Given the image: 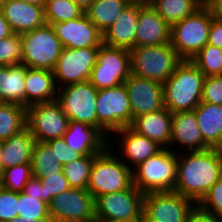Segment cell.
<instances>
[{
    "instance_id": "6da1fadb",
    "label": "cell",
    "mask_w": 222,
    "mask_h": 222,
    "mask_svg": "<svg viewBox=\"0 0 222 222\" xmlns=\"http://www.w3.org/2000/svg\"><path fill=\"white\" fill-rule=\"evenodd\" d=\"M174 152L178 154L174 191L198 204L222 176V149Z\"/></svg>"
},
{
    "instance_id": "7a4b0ae2",
    "label": "cell",
    "mask_w": 222,
    "mask_h": 222,
    "mask_svg": "<svg viewBox=\"0 0 222 222\" xmlns=\"http://www.w3.org/2000/svg\"><path fill=\"white\" fill-rule=\"evenodd\" d=\"M204 80L190 60H183L163 83L165 107L172 113L193 111L201 102Z\"/></svg>"
},
{
    "instance_id": "3957f363",
    "label": "cell",
    "mask_w": 222,
    "mask_h": 222,
    "mask_svg": "<svg viewBox=\"0 0 222 222\" xmlns=\"http://www.w3.org/2000/svg\"><path fill=\"white\" fill-rule=\"evenodd\" d=\"M111 142L109 139V146L102 153L95 154L87 188L94 199L133 185L132 170L116 155Z\"/></svg>"
},
{
    "instance_id": "277c9868",
    "label": "cell",
    "mask_w": 222,
    "mask_h": 222,
    "mask_svg": "<svg viewBox=\"0 0 222 222\" xmlns=\"http://www.w3.org/2000/svg\"><path fill=\"white\" fill-rule=\"evenodd\" d=\"M178 154L163 148L132 170L133 185L142 193L174 191Z\"/></svg>"
},
{
    "instance_id": "5b68a950",
    "label": "cell",
    "mask_w": 222,
    "mask_h": 222,
    "mask_svg": "<svg viewBox=\"0 0 222 222\" xmlns=\"http://www.w3.org/2000/svg\"><path fill=\"white\" fill-rule=\"evenodd\" d=\"M130 72L133 75L164 83L183 61L171 43L133 47L130 50Z\"/></svg>"
},
{
    "instance_id": "8992f818",
    "label": "cell",
    "mask_w": 222,
    "mask_h": 222,
    "mask_svg": "<svg viewBox=\"0 0 222 222\" xmlns=\"http://www.w3.org/2000/svg\"><path fill=\"white\" fill-rule=\"evenodd\" d=\"M215 15L203 4L171 27V45L183 60H191L208 43Z\"/></svg>"
},
{
    "instance_id": "52a82bcc",
    "label": "cell",
    "mask_w": 222,
    "mask_h": 222,
    "mask_svg": "<svg viewBox=\"0 0 222 222\" xmlns=\"http://www.w3.org/2000/svg\"><path fill=\"white\" fill-rule=\"evenodd\" d=\"M20 35L23 43L22 63L29 68L53 71L64 48L54 27L45 24Z\"/></svg>"
},
{
    "instance_id": "ba28073f",
    "label": "cell",
    "mask_w": 222,
    "mask_h": 222,
    "mask_svg": "<svg viewBox=\"0 0 222 222\" xmlns=\"http://www.w3.org/2000/svg\"><path fill=\"white\" fill-rule=\"evenodd\" d=\"M96 112L98 128L106 136L132 124L129 94L124 83L98 90Z\"/></svg>"
},
{
    "instance_id": "9c48e42d",
    "label": "cell",
    "mask_w": 222,
    "mask_h": 222,
    "mask_svg": "<svg viewBox=\"0 0 222 222\" xmlns=\"http://www.w3.org/2000/svg\"><path fill=\"white\" fill-rule=\"evenodd\" d=\"M144 193L134 185L94 199L96 222L141 221Z\"/></svg>"
},
{
    "instance_id": "30bf717a",
    "label": "cell",
    "mask_w": 222,
    "mask_h": 222,
    "mask_svg": "<svg viewBox=\"0 0 222 222\" xmlns=\"http://www.w3.org/2000/svg\"><path fill=\"white\" fill-rule=\"evenodd\" d=\"M197 204L175 191L148 192L143 199V217L150 222H188Z\"/></svg>"
},
{
    "instance_id": "8fae6325",
    "label": "cell",
    "mask_w": 222,
    "mask_h": 222,
    "mask_svg": "<svg viewBox=\"0 0 222 222\" xmlns=\"http://www.w3.org/2000/svg\"><path fill=\"white\" fill-rule=\"evenodd\" d=\"M69 121L57 99L26 107V128L36 141L61 138L68 129Z\"/></svg>"
},
{
    "instance_id": "7c38bea8",
    "label": "cell",
    "mask_w": 222,
    "mask_h": 222,
    "mask_svg": "<svg viewBox=\"0 0 222 222\" xmlns=\"http://www.w3.org/2000/svg\"><path fill=\"white\" fill-rule=\"evenodd\" d=\"M130 74V51L102 44L89 81L97 90L111 88L124 83Z\"/></svg>"
},
{
    "instance_id": "4fadbf2b",
    "label": "cell",
    "mask_w": 222,
    "mask_h": 222,
    "mask_svg": "<svg viewBox=\"0 0 222 222\" xmlns=\"http://www.w3.org/2000/svg\"><path fill=\"white\" fill-rule=\"evenodd\" d=\"M97 93L98 90L88 80L58 88L57 100L70 121L85 122L98 127Z\"/></svg>"
},
{
    "instance_id": "5bb4252c",
    "label": "cell",
    "mask_w": 222,
    "mask_h": 222,
    "mask_svg": "<svg viewBox=\"0 0 222 222\" xmlns=\"http://www.w3.org/2000/svg\"><path fill=\"white\" fill-rule=\"evenodd\" d=\"M51 222H96L94 198L87 189L70 188L48 204Z\"/></svg>"
},
{
    "instance_id": "9a60e30c",
    "label": "cell",
    "mask_w": 222,
    "mask_h": 222,
    "mask_svg": "<svg viewBox=\"0 0 222 222\" xmlns=\"http://www.w3.org/2000/svg\"><path fill=\"white\" fill-rule=\"evenodd\" d=\"M99 47L63 48L53 70L58 88L90 80ZM59 85V86H58Z\"/></svg>"
},
{
    "instance_id": "2e32d148",
    "label": "cell",
    "mask_w": 222,
    "mask_h": 222,
    "mask_svg": "<svg viewBox=\"0 0 222 222\" xmlns=\"http://www.w3.org/2000/svg\"><path fill=\"white\" fill-rule=\"evenodd\" d=\"M129 94L132 121L134 118L165 107L162 83L130 74L124 81Z\"/></svg>"
},
{
    "instance_id": "e0dca14e",
    "label": "cell",
    "mask_w": 222,
    "mask_h": 222,
    "mask_svg": "<svg viewBox=\"0 0 222 222\" xmlns=\"http://www.w3.org/2000/svg\"><path fill=\"white\" fill-rule=\"evenodd\" d=\"M52 26L64 48L83 49L100 47L103 44V33L85 13L79 18L55 23Z\"/></svg>"
},
{
    "instance_id": "ac0fdd59",
    "label": "cell",
    "mask_w": 222,
    "mask_h": 222,
    "mask_svg": "<svg viewBox=\"0 0 222 222\" xmlns=\"http://www.w3.org/2000/svg\"><path fill=\"white\" fill-rule=\"evenodd\" d=\"M67 146L84 155L102 153L109 146V138L98 127L85 122L69 121L62 136Z\"/></svg>"
},
{
    "instance_id": "d6986e66",
    "label": "cell",
    "mask_w": 222,
    "mask_h": 222,
    "mask_svg": "<svg viewBox=\"0 0 222 222\" xmlns=\"http://www.w3.org/2000/svg\"><path fill=\"white\" fill-rule=\"evenodd\" d=\"M171 43V27L149 5L139 3L135 47Z\"/></svg>"
},
{
    "instance_id": "ffe728a7",
    "label": "cell",
    "mask_w": 222,
    "mask_h": 222,
    "mask_svg": "<svg viewBox=\"0 0 222 222\" xmlns=\"http://www.w3.org/2000/svg\"><path fill=\"white\" fill-rule=\"evenodd\" d=\"M116 136L121 138L120 146L122 147L119 153L122 154L121 160L133 170L136 166L147 160L149 157L156 155L163 148L148 137L137 134L130 127H125L113 132ZM125 161L123 160L124 158ZM128 161V162H127ZM133 166V167H132Z\"/></svg>"
},
{
    "instance_id": "44dd1931",
    "label": "cell",
    "mask_w": 222,
    "mask_h": 222,
    "mask_svg": "<svg viewBox=\"0 0 222 222\" xmlns=\"http://www.w3.org/2000/svg\"><path fill=\"white\" fill-rule=\"evenodd\" d=\"M129 127L137 134L153 140L162 148L170 149L172 112L166 107L134 118Z\"/></svg>"
},
{
    "instance_id": "7402d4cb",
    "label": "cell",
    "mask_w": 222,
    "mask_h": 222,
    "mask_svg": "<svg viewBox=\"0 0 222 222\" xmlns=\"http://www.w3.org/2000/svg\"><path fill=\"white\" fill-rule=\"evenodd\" d=\"M138 16L139 3L132 1L103 34V44L128 50L135 47Z\"/></svg>"
},
{
    "instance_id": "603a6c76",
    "label": "cell",
    "mask_w": 222,
    "mask_h": 222,
    "mask_svg": "<svg viewBox=\"0 0 222 222\" xmlns=\"http://www.w3.org/2000/svg\"><path fill=\"white\" fill-rule=\"evenodd\" d=\"M0 8L14 34L32 31L46 24L43 6L8 0Z\"/></svg>"
},
{
    "instance_id": "cb8c5ba5",
    "label": "cell",
    "mask_w": 222,
    "mask_h": 222,
    "mask_svg": "<svg viewBox=\"0 0 222 222\" xmlns=\"http://www.w3.org/2000/svg\"><path fill=\"white\" fill-rule=\"evenodd\" d=\"M173 145H177L176 147L178 148L187 147L188 151H201L210 148L203 141L202 134L193 111L172 113L171 150Z\"/></svg>"
},
{
    "instance_id": "d4e9b609",
    "label": "cell",
    "mask_w": 222,
    "mask_h": 222,
    "mask_svg": "<svg viewBox=\"0 0 222 222\" xmlns=\"http://www.w3.org/2000/svg\"><path fill=\"white\" fill-rule=\"evenodd\" d=\"M57 97L58 87L53 71L27 67L25 76V107L54 101Z\"/></svg>"
},
{
    "instance_id": "484cf974",
    "label": "cell",
    "mask_w": 222,
    "mask_h": 222,
    "mask_svg": "<svg viewBox=\"0 0 222 222\" xmlns=\"http://www.w3.org/2000/svg\"><path fill=\"white\" fill-rule=\"evenodd\" d=\"M193 112L203 141L210 148L222 149V105L200 102Z\"/></svg>"
},
{
    "instance_id": "4316f807",
    "label": "cell",
    "mask_w": 222,
    "mask_h": 222,
    "mask_svg": "<svg viewBox=\"0 0 222 222\" xmlns=\"http://www.w3.org/2000/svg\"><path fill=\"white\" fill-rule=\"evenodd\" d=\"M35 142L34 136L27 128L2 141V170L20 164L31 163Z\"/></svg>"
},
{
    "instance_id": "83f0119b",
    "label": "cell",
    "mask_w": 222,
    "mask_h": 222,
    "mask_svg": "<svg viewBox=\"0 0 222 222\" xmlns=\"http://www.w3.org/2000/svg\"><path fill=\"white\" fill-rule=\"evenodd\" d=\"M22 64L0 66V102L25 106V76Z\"/></svg>"
},
{
    "instance_id": "f1b7e54d",
    "label": "cell",
    "mask_w": 222,
    "mask_h": 222,
    "mask_svg": "<svg viewBox=\"0 0 222 222\" xmlns=\"http://www.w3.org/2000/svg\"><path fill=\"white\" fill-rule=\"evenodd\" d=\"M131 2V0H93L85 10V15L104 34Z\"/></svg>"
},
{
    "instance_id": "f546056e",
    "label": "cell",
    "mask_w": 222,
    "mask_h": 222,
    "mask_svg": "<svg viewBox=\"0 0 222 222\" xmlns=\"http://www.w3.org/2000/svg\"><path fill=\"white\" fill-rule=\"evenodd\" d=\"M203 4L204 0H153L149 5L172 27Z\"/></svg>"
},
{
    "instance_id": "4dcf8cb0",
    "label": "cell",
    "mask_w": 222,
    "mask_h": 222,
    "mask_svg": "<svg viewBox=\"0 0 222 222\" xmlns=\"http://www.w3.org/2000/svg\"><path fill=\"white\" fill-rule=\"evenodd\" d=\"M26 128V107L0 102V141L20 133Z\"/></svg>"
},
{
    "instance_id": "1f68e13d",
    "label": "cell",
    "mask_w": 222,
    "mask_h": 222,
    "mask_svg": "<svg viewBox=\"0 0 222 222\" xmlns=\"http://www.w3.org/2000/svg\"><path fill=\"white\" fill-rule=\"evenodd\" d=\"M32 175L36 178L48 177L59 172H62L61 165L46 142L36 141L33 148L31 160Z\"/></svg>"
},
{
    "instance_id": "d6a6232c",
    "label": "cell",
    "mask_w": 222,
    "mask_h": 222,
    "mask_svg": "<svg viewBox=\"0 0 222 222\" xmlns=\"http://www.w3.org/2000/svg\"><path fill=\"white\" fill-rule=\"evenodd\" d=\"M84 13L85 11L71 0H46L44 6V18L48 25L79 18Z\"/></svg>"
},
{
    "instance_id": "836d02e7",
    "label": "cell",
    "mask_w": 222,
    "mask_h": 222,
    "mask_svg": "<svg viewBox=\"0 0 222 222\" xmlns=\"http://www.w3.org/2000/svg\"><path fill=\"white\" fill-rule=\"evenodd\" d=\"M95 155H84L63 165V173L72 188H88V181Z\"/></svg>"
},
{
    "instance_id": "e575fe53",
    "label": "cell",
    "mask_w": 222,
    "mask_h": 222,
    "mask_svg": "<svg viewBox=\"0 0 222 222\" xmlns=\"http://www.w3.org/2000/svg\"><path fill=\"white\" fill-rule=\"evenodd\" d=\"M204 75L222 76V49L207 44L190 60Z\"/></svg>"
},
{
    "instance_id": "d590c367",
    "label": "cell",
    "mask_w": 222,
    "mask_h": 222,
    "mask_svg": "<svg viewBox=\"0 0 222 222\" xmlns=\"http://www.w3.org/2000/svg\"><path fill=\"white\" fill-rule=\"evenodd\" d=\"M31 163L20 164L2 170L1 186L13 192H22L25 184L32 177Z\"/></svg>"
},
{
    "instance_id": "8d00e7d4",
    "label": "cell",
    "mask_w": 222,
    "mask_h": 222,
    "mask_svg": "<svg viewBox=\"0 0 222 222\" xmlns=\"http://www.w3.org/2000/svg\"><path fill=\"white\" fill-rule=\"evenodd\" d=\"M18 216L28 220L50 219L48 204L39 197L18 192Z\"/></svg>"
},
{
    "instance_id": "74e56055",
    "label": "cell",
    "mask_w": 222,
    "mask_h": 222,
    "mask_svg": "<svg viewBox=\"0 0 222 222\" xmlns=\"http://www.w3.org/2000/svg\"><path fill=\"white\" fill-rule=\"evenodd\" d=\"M23 43L20 34H12L0 40V66L22 64Z\"/></svg>"
},
{
    "instance_id": "f35d334b",
    "label": "cell",
    "mask_w": 222,
    "mask_h": 222,
    "mask_svg": "<svg viewBox=\"0 0 222 222\" xmlns=\"http://www.w3.org/2000/svg\"><path fill=\"white\" fill-rule=\"evenodd\" d=\"M197 207L203 212L222 219V176L201 199Z\"/></svg>"
},
{
    "instance_id": "ab89813d",
    "label": "cell",
    "mask_w": 222,
    "mask_h": 222,
    "mask_svg": "<svg viewBox=\"0 0 222 222\" xmlns=\"http://www.w3.org/2000/svg\"><path fill=\"white\" fill-rule=\"evenodd\" d=\"M43 186L44 201L49 204L56 195L66 192L71 188L63 171L49 175L48 177L39 178Z\"/></svg>"
},
{
    "instance_id": "60d3db41",
    "label": "cell",
    "mask_w": 222,
    "mask_h": 222,
    "mask_svg": "<svg viewBox=\"0 0 222 222\" xmlns=\"http://www.w3.org/2000/svg\"><path fill=\"white\" fill-rule=\"evenodd\" d=\"M18 216V192L0 187V222H8Z\"/></svg>"
},
{
    "instance_id": "b9f144b4",
    "label": "cell",
    "mask_w": 222,
    "mask_h": 222,
    "mask_svg": "<svg viewBox=\"0 0 222 222\" xmlns=\"http://www.w3.org/2000/svg\"><path fill=\"white\" fill-rule=\"evenodd\" d=\"M201 102L222 105V76L205 77Z\"/></svg>"
},
{
    "instance_id": "7bdbcfd3",
    "label": "cell",
    "mask_w": 222,
    "mask_h": 222,
    "mask_svg": "<svg viewBox=\"0 0 222 222\" xmlns=\"http://www.w3.org/2000/svg\"><path fill=\"white\" fill-rule=\"evenodd\" d=\"M46 143L51 147L61 165L82 157L79 152L73 151L67 146L63 137L50 140Z\"/></svg>"
},
{
    "instance_id": "ee69618b",
    "label": "cell",
    "mask_w": 222,
    "mask_h": 222,
    "mask_svg": "<svg viewBox=\"0 0 222 222\" xmlns=\"http://www.w3.org/2000/svg\"><path fill=\"white\" fill-rule=\"evenodd\" d=\"M207 44L222 49V17L215 16L212 19Z\"/></svg>"
},
{
    "instance_id": "f6af8a7d",
    "label": "cell",
    "mask_w": 222,
    "mask_h": 222,
    "mask_svg": "<svg viewBox=\"0 0 222 222\" xmlns=\"http://www.w3.org/2000/svg\"><path fill=\"white\" fill-rule=\"evenodd\" d=\"M22 192L30 196L39 197V200L44 201L43 186L39 178L32 176L25 184Z\"/></svg>"
},
{
    "instance_id": "bcb514c9",
    "label": "cell",
    "mask_w": 222,
    "mask_h": 222,
    "mask_svg": "<svg viewBox=\"0 0 222 222\" xmlns=\"http://www.w3.org/2000/svg\"><path fill=\"white\" fill-rule=\"evenodd\" d=\"M188 222H221L220 218L203 212L198 207L191 213Z\"/></svg>"
},
{
    "instance_id": "7dc6e473",
    "label": "cell",
    "mask_w": 222,
    "mask_h": 222,
    "mask_svg": "<svg viewBox=\"0 0 222 222\" xmlns=\"http://www.w3.org/2000/svg\"><path fill=\"white\" fill-rule=\"evenodd\" d=\"M204 5L217 17H222V0H204Z\"/></svg>"
},
{
    "instance_id": "c3c4849f",
    "label": "cell",
    "mask_w": 222,
    "mask_h": 222,
    "mask_svg": "<svg viewBox=\"0 0 222 222\" xmlns=\"http://www.w3.org/2000/svg\"><path fill=\"white\" fill-rule=\"evenodd\" d=\"M14 34L10 29L8 22L6 21L3 11L0 8V40Z\"/></svg>"
},
{
    "instance_id": "681fc988",
    "label": "cell",
    "mask_w": 222,
    "mask_h": 222,
    "mask_svg": "<svg viewBox=\"0 0 222 222\" xmlns=\"http://www.w3.org/2000/svg\"><path fill=\"white\" fill-rule=\"evenodd\" d=\"M8 222H51V219H33V220H28L24 217L17 216L13 219H11Z\"/></svg>"
},
{
    "instance_id": "f907efd6",
    "label": "cell",
    "mask_w": 222,
    "mask_h": 222,
    "mask_svg": "<svg viewBox=\"0 0 222 222\" xmlns=\"http://www.w3.org/2000/svg\"><path fill=\"white\" fill-rule=\"evenodd\" d=\"M76 3L82 10H86L93 0H71Z\"/></svg>"
},
{
    "instance_id": "816d5d0a",
    "label": "cell",
    "mask_w": 222,
    "mask_h": 222,
    "mask_svg": "<svg viewBox=\"0 0 222 222\" xmlns=\"http://www.w3.org/2000/svg\"><path fill=\"white\" fill-rule=\"evenodd\" d=\"M22 2L28 3V4H34L39 6H45L46 0H20Z\"/></svg>"
},
{
    "instance_id": "f5cc1de1",
    "label": "cell",
    "mask_w": 222,
    "mask_h": 222,
    "mask_svg": "<svg viewBox=\"0 0 222 222\" xmlns=\"http://www.w3.org/2000/svg\"><path fill=\"white\" fill-rule=\"evenodd\" d=\"M131 1L141 4H150L153 0H131Z\"/></svg>"
},
{
    "instance_id": "db71d44e",
    "label": "cell",
    "mask_w": 222,
    "mask_h": 222,
    "mask_svg": "<svg viewBox=\"0 0 222 222\" xmlns=\"http://www.w3.org/2000/svg\"><path fill=\"white\" fill-rule=\"evenodd\" d=\"M1 149H2V141H0V175H1V173H2Z\"/></svg>"
},
{
    "instance_id": "11a10c76",
    "label": "cell",
    "mask_w": 222,
    "mask_h": 222,
    "mask_svg": "<svg viewBox=\"0 0 222 222\" xmlns=\"http://www.w3.org/2000/svg\"><path fill=\"white\" fill-rule=\"evenodd\" d=\"M8 0H0V7L4 4V3H6Z\"/></svg>"
},
{
    "instance_id": "9f6ffc18",
    "label": "cell",
    "mask_w": 222,
    "mask_h": 222,
    "mask_svg": "<svg viewBox=\"0 0 222 222\" xmlns=\"http://www.w3.org/2000/svg\"><path fill=\"white\" fill-rule=\"evenodd\" d=\"M141 222H150V221H147L144 217H142Z\"/></svg>"
}]
</instances>
